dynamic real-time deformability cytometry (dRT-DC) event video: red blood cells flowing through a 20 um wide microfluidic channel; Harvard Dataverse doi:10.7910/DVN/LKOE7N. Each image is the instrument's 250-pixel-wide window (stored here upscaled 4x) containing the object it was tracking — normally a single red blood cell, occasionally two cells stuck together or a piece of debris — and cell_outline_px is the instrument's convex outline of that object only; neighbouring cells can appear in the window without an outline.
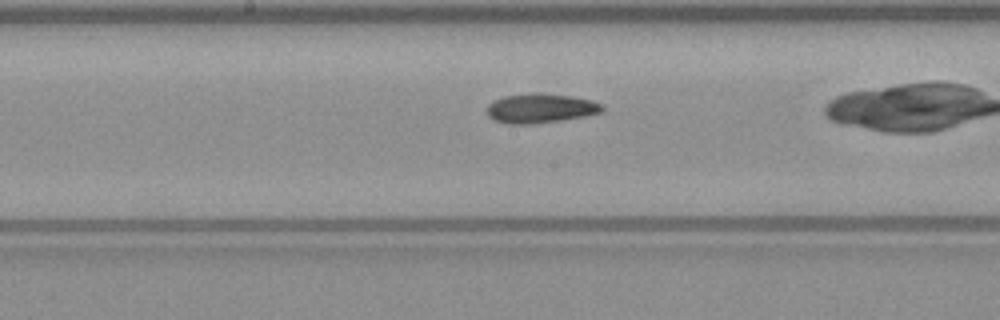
{"species": "common noctule bat (a hibernating species)", "species_latin": "Nyctalus noctula", "temperature_condition": "warm", "stored_images_in_passage": 32, "camera_frame_rate_fps": 3000, "um_per_image_px": 0.085, "animal": {"sex": "male", "body_mass_g": 23.1, "forearm_length_mm": 52.7}, "frame": {"image": 1, "passage_image": 19, "time_ms": 6.0, "image_size_px": [1000, 320], "cell_outline_px": [[604, 108], [600, 112], [584, 116], [560, 120], [532, 124], [508, 124], [496, 120], [488, 116], [488, 104], [492, 100], [504, 96], [572, 96], [592, 100], [604, 104]], "centroid_in_image_um": [45.96, 9.25], "position_along_channel_um": 202.2, "area_um2": 18.79}}
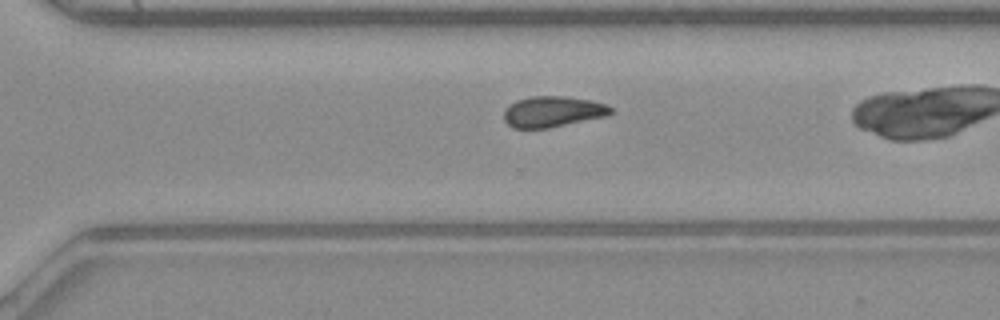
{"frame": {"image": 2, "passage_image": 28, "time_ms": 9.0, "image_size_px": [1000, 320], "cell_outline_px": [[612, 112], [604, 116], [548, 128], [512, 128], [504, 120], [504, 112], [516, 100], [532, 96], [564, 96], [592, 100], [604, 104], [612, 108]], "centroid_in_image_um": [46.96, 9.48], "position_along_channel_um": 323.6, "area_um2": 18.9}}